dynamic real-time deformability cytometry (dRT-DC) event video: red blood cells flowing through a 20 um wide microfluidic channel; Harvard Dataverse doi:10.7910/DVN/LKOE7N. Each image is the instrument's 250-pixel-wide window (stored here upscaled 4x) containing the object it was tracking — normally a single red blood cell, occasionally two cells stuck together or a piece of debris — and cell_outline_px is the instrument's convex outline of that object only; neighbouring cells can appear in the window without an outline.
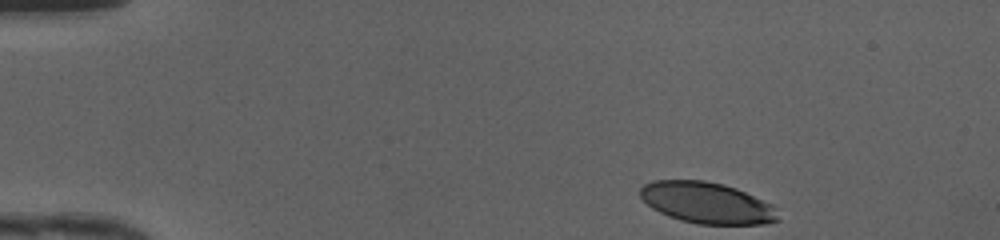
{"species": "human", "species_latin": "Homo sapiens", "temperature_condition": "cold", "stored_images_in_passage": 43, "camera_frame_rate_fps": 3000, "um_per_image_px": 0.085, "donor": {"sex": "female"}, "frame": {"image": 1, "passage_image": 1, "time_ms": 0.0, "image_size_px": [1000, 240], "cell_outline_px": [[780, 220], [764, 224], [696, 224], [680, 220], [668, 216], [652, 208], [640, 196], [640, 188], [644, 184], [652, 180], [704, 180], [724, 184], [736, 188], [772, 204], [776, 208]], "centroid_in_image_um": [60.09, 17.24], "position_along_channel_um": 24.9, "area_um2": 33.23}}
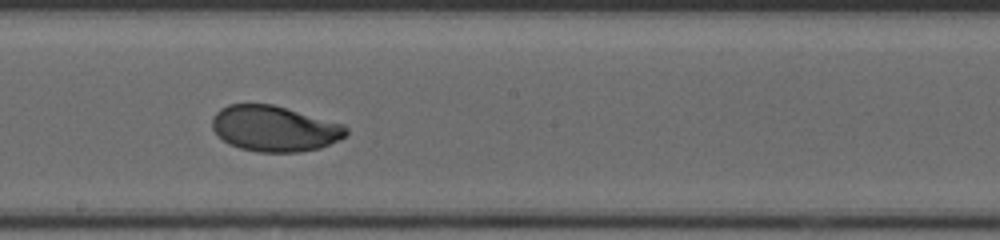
{"frame": {"image": 2, "passage_image": 22, "time_ms": 7.0, "image_size_px": [1000, 240], "cell_outline_px": [[348, 132], [344, 136], [320, 148], [300, 152], [256, 152], [240, 148], [228, 144], [212, 128], [212, 116], [220, 108], [228, 104], [272, 104], [344, 124], [348, 128]], "centroid_in_image_um": [23.31, 10.93], "position_along_channel_um": 224.9, "area_um2": 35.6}}
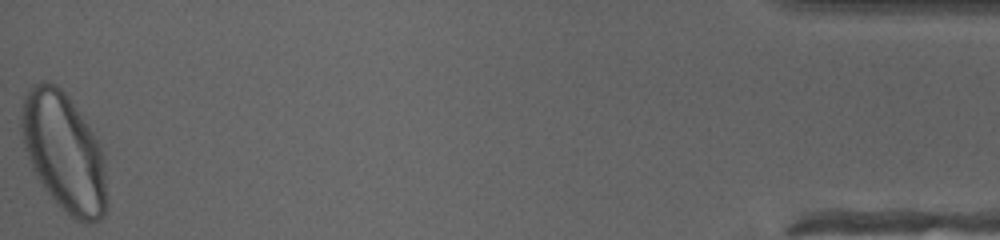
{"frame": {"image": 3, "passage_image": 43, "time_ms": 14.0, "image_size_px": [1000, 240], "cell_outline_px": [[108, 208], [104, 216], [88, 224], [76, 220], [44, 188], [36, 176], [32, 168], [24, 148], [20, 124], [20, 116], [24, 96], [32, 84], [40, 80], [44, 80], [56, 84], [68, 96], [100, 144], [104, 156]], "centroid_in_image_um": [5.44, 12.92], "position_along_channel_um": 429.8, "area_um2": 58.96}, "authors_computed_cell_mechanics": {"area_um2": 36.4718, "velocity_mm_per_s": 4.1843, "shape_relaxation_time_tau1_ms": 1.9365, "shape_relaxation_time_tau2_ms": 0.8824, "deformation_change_tau1": 0.1403, "deformation_change_tau2": 0.0489}}